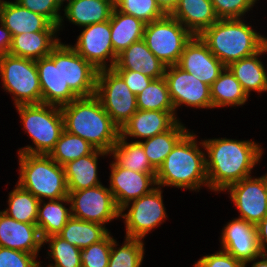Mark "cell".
Listing matches in <instances>:
<instances>
[{"instance_id": "45", "label": "cell", "mask_w": 267, "mask_h": 267, "mask_svg": "<svg viewBox=\"0 0 267 267\" xmlns=\"http://www.w3.org/2000/svg\"><path fill=\"white\" fill-rule=\"evenodd\" d=\"M194 267H245V265L244 262L222 250L212 255L203 256L194 264Z\"/></svg>"}, {"instance_id": "16", "label": "cell", "mask_w": 267, "mask_h": 267, "mask_svg": "<svg viewBox=\"0 0 267 267\" xmlns=\"http://www.w3.org/2000/svg\"><path fill=\"white\" fill-rule=\"evenodd\" d=\"M98 70L71 45L61 44V75L62 82L69 85L71 91L79 97L96 94Z\"/></svg>"}, {"instance_id": "13", "label": "cell", "mask_w": 267, "mask_h": 267, "mask_svg": "<svg viewBox=\"0 0 267 267\" xmlns=\"http://www.w3.org/2000/svg\"><path fill=\"white\" fill-rule=\"evenodd\" d=\"M164 78L176 109L181 104L196 108H212L210 86L177 65L167 66Z\"/></svg>"}, {"instance_id": "21", "label": "cell", "mask_w": 267, "mask_h": 267, "mask_svg": "<svg viewBox=\"0 0 267 267\" xmlns=\"http://www.w3.org/2000/svg\"><path fill=\"white\" fill-rule=\"evenodd\" d=\"M0 20L10 31L11 36L29 32L58 31L59 29L43 15L22 7L16 1L0 0Z\"/></svg>"}, {"instance_id": "30", "label": "cell", "mask_w": 267, "mask_h": 267, "mask_svg": "<svg viewBox=\"0 0 267 267\" xmlns=\"http://www.w3.org/2000/svg\"><path fill=\"white\" fill-rule=\"evenodd\" d=\"M42 202L43 200L39 202L36 225L42 240H44L49 236L58 235L72 215L71 207L67 209L62 204L63 202L70 203L69 197L49 200L47 204L43 203V208L41 207Z\"/></svg>"}, {"instance_id": "28", "label": "cell", "mask_w": 267, "mask_h": 267, "mask_svg": "<svg viewBox=\"0 0 267 267\" xmlns=\"http://www.w3.org/2000/svg\"><path fill=\"white\" fill-rule=\"evenodd\" d=\"M107 154L109 153L95 149L91 154L65 164L63 167L68 191H78L101 185L97 177L98 155Z\"/></svg>"}, {"instance_id": "34", "label": "cell", "mask_w": 267, "mask_h": 267, "mask_svg": "<svg viewBox=\"0 0 267 267\" xmlns=\"http://www.w3.org/2000/svg\"><path fill=\"white\" fill-rule=\"evenodd\" d=\"M115 161L122 167L146 174H156L157 170L150 164L139 141L128 143L126 138L119 135L112 151Z\"/></svg>"}, {"instance_id": "46", "label": "cell", "mask_w": 267, "mask_h": 267, "mask_svg": "<svg viewBox=\"0 0 267 267\" xmlns=\"http://www.w3.org/2000/svg\"><path fill=\"white\" fill-rule=\"evenodd\" d=\"M125 81L134 95L142 92L153 80L152 78L143 75L141 72L132 70H115Z\"/></svg>"}, {"instance_id": "1", "label": "cell", "mask_w": 267, "mask_h": 267, "mask_svg": "<svg viewBox=\"0 0 267 267\" xmlns=\"http://www.w3.org/2000/svg\"><path fill=\"white\" fill-rule=\"evenodd\" d=\"M200 144L208 154L205 158L208 187L214 191H225L229 185L249 177L263 154L260 145L249 140L221 138Z\"/></svg>"}, {"instance_id": "17", "label": "cell", "mask_w": 267, "mask_h": 267, "mask_svg": "<svg viewBox=\"0 0 267 267\" xmlns=\"http://www.w3.org/2000/svg\"><path fill=\"white\" fill-rule=\"evenodd\" d=\"M110 175L109 190L120 213L128 208L130 202L150 193L155 188L153 186L157 185L156 174L135 172L120 166L116 161L111 164Z\"/></svg>"}, {"instance_id": "41", "label": "cell", "mask_w": 267, "mask_h": 267, "mask_svg": "<svg viewBox=\"0 0 267 267\" xmlns=\"http://www.w3.org/2000/svg\"><path fill=\"white\" fill-rule=\"evenodd\" d=\"M112 247L110 233L100 242L81 250L82 267H108Z\"/></svg>"}, {"instance_id": "29", "label": "cell", "mask_w": 267, "mask_h": 267, "mask_svg": "<svg viewBox=\"0 0 267 267\" xmlns=\"http://www.w3.org/2000/svg\"><path fill=\"white\" fill-rule=\"evenodd\" d=\"M145 25L142 20L114 8L110 19V36L114 53L118 56L131 44L143 39Z\"/></svg>"}, {"instance_id": "33", "label": "cell", "mask_w": 267, "mask_h": 267, "mask_svg": "<svg viewBox=\"0 0 267 267\" xmlns=\"http://www.w3.org/2000/svg\"><path fill=\"white\" fill-rule=\"evenodd\" d=\"M210 95L212 108L243 105L248 98L240 82L227 67L210 86Z\"/></svg>"}, {"instance_id": "36", "label": "cell", "mask_w": 267, "mask_h": 267, "mask_svg": "<svg viewBox=\"0 0 267 267\" xmlns=\"http://www.w3.org/2000/svg\"><path fill=\"white\" fill-rule=\"evenodd\" d=\"M136 101L139 110L175 111L164 77L153 79Z\"/></svg>"}, {"instance_id": "38", "label": "cell", "mask_w": 267, "mask_h": 267, "mask_svg": "<svg viewBox=\"0 0 267 267\" xmlns=\"http://www.w3.org/2000/svg\"><path fill=\"white\" fill-rule=\"evenodd\" d=\"M125 244L116 250V241L112 237V247L108 267H140L143 261L144 244L141 239L128 238ZM115 247V248H114Z\"/></svg>"}, {"instance_id": "37", "label": "cell", "mask_w": 267, "mask_h": 267, "mask_svg": "<svg viewBox=\"0 0 267 267\" xmlns=\"http://www.w3.org/2000/svg\"><path fill=\"white\" fill-rule=\"evenodd\" d=\"M95 149L84 139L63 131L49 156L64 166L82 156L91 154Z\"/></svg>"}, {"instance_id": "14", "label": "cell", "mask_w": 267, "mask_h": 267, "mask_svg": "<svg viewBox=\"0 0 267 267\" xmlns=\"http://www.w3.org/2000/svg\"><path fill=\"white\" fill-rule=\"evenodd\" d=\"M35 62L39 75L42 103L61 107L78 98L71 91L69 85L62 82L61 42L52 49L48 56Z\"/></svg>"}, {"instance_id": "47", "label": "cell", "mask_w": 267, "mask_h": 267, "mask_svg": "<svg viewBox=\"0 0 267 267\" xmlns=\"http://www.w3.org/2000/svg\"><path fill=\"white\" fill-rule=\"evenodd\" d=\"M256 230L261 254L267 256V215L256 225Z\"/></svg>"}, {"instance_id": "8", "label": "cell", "mask_w": 267, "mask_h": 267, "mask_svg": "<svg viewBox=\"0 0 267 267\" xmlns=\"http://www.w3.org/2000/svg\"><path fill=\"white\" fill-rule=\"evenodd\" d=\"M0 75L4 89L14 96L15 105L42 103L36 62L5 54L0 56Z\"/></svg>"}, {"instance_id": "18", "label": "cell", "mask_w": 267, "mask_h": 267, "mask_svg": "<svg viewBox=\"0 0 267 267\" xmlns=\"http://www.w3.org/2000/svg\"><path fill=\"white\" fill-rule=\"evenodd\" d=\"M177 66L209 86L226 68L200 36H193L186 44Z\"/></svg>"}, {"instance_id": "44", "label": "cell", "mask_w": 267, "mask_h": 267, "mask_svg": "<svg viewBox=\"0 0 267 267\" xmlns=\"http://www.w3.org/2000/svg\"><path fill=\"white\" fill-rule=\"evenodd\" d=\"M37 254L25 253L0 246V267H39Z\"/></svg>"}, {"instance_id": "49", "label": "cell", "mask_w": 267, "mask_h": 267, "mask_svg": "<svg viewBox=\"0 0 267 267\" xmlns=\"http://www.w3.org/2000/svg\"><path fill=\"white\" fill-rule=\"evenodd\" d=\"M180 0H155L160 9L167 15H170L179 4Z\"/></svg>"}, {"instance_id": "6", "label": "cell", "mask_w": 267, "mask_h": 267, "mask_svg": "<svg viewBox=\"0 0 267 267\" xmlns=\"http://www.w3.org/2000/svg\"><path fill=\"white\" fill-rule=\"evenodd\" d=\"M26 133L36 147L21 148L19 153L49 155L64 129V118L59 106L45 103L17 105Z\"/></svg>"}, {"instance_id": "3", "label": "cell", "mask_w": 267, "mask_h": 267, "mask_svg": "<svg viewBox=\"0 0 267 267\" xmlns=\"http://www.w3.org/2000/svg\"><path fill=\"white\" fill-rule=\"evenodd\" d=\"M195 134L187 132L173 147L156 173V184L177 188L208 187L206 155L198 148Z\"/></svg>"}, {"instance_id": "43", "label": "cell", "mask_w": 267, "mask_h": 267, "mask_svg": "<svg viewBox=\"0 0 267 267\" xmlns=\"http://www.w3.org/2000/svg\"><path fill=\"white\" fill-rule=\"evenodd\" d=\"M257 0H211L218 19H240Z\"/></svg>"}, {"instance_id": "5", "label": "cell", "mask_w": 267, "mask_h": 267, "mask_svg": "<svg viewBox=\"0 0 267 267\" xmlns=\"http://www.w3.org/2000/svg\"><path fill=\"white\" fill-rule=\"evenodd\" d=\"M19 154L20 178L17 184L38 200L68 197L64 167L49 155Z\"/></svg>"}, {"instance_id": "31", "label": "cell", "mask_w": 267, "mask_h": 267, "mask_svg": "<svg viewBox=\"0 0 267 267\" xmlns=\"http://www.w3.org/2000/svg\"><path fill=\"white\" fill-rule=\"evenodd\" d=\"M188 132V130L177 121L169 130L145 139L141 142L145 155L150 164L158 170L165 158L171 153L176 143Z\"/></svg>"}, {"instance_id": "2", "label": "cell", "mask_w": 267, "mask_h": 267, "mask_svg": "<svg viewBox=\"0 0 267 267\" xmlns=\"http://www.w3.org/2000/svg\"><path fill=\"white\" fill-rule=\"evenodd\" d=\"M60 108L65 131L86 140L94 149L107 153L112 151L120 128L112 121L96 95L79 97Z\"/></svg>"}, {"instance_id": "39", "label": "cell", "mask_w": 267, "mask_h": 267, "mask_svg": "<svg viewBox=\"0 0 267 267\" xmlns=\"http://www.w3.org/2000/svg\"><path fill=\"white\" fill-rule=\"evenodd\" d=\"M50 242L48 254L53 258L55 264L49 267H82L81 249L71 245L59 235H52L43 240V243Z\"/></svg>"}, {"instance_id": "40", "label": "cell", "mask_w": 267, "mask_h": 267, "mask_svg": "<svg viewBox=\"0 0 267 267\" xmlns=\"http://www.w3.org/2000/svg\"><path fill=\"white\" fill-rule=\"evenodd\" d=\"M115 8L124 14L142 20L146 24L166 15L155 0H115Z\"/></svg>"}, {"instance_id": "4", "label": "cell", "mask_w": 267, "mask_h": 267, "mask_svg": "<svg viewBox=\"0 0 267 267\" xmlns=\"http://www.w3.org/2000/svg\"><path fill=\"white\" fill-rule=\"evenodd\" d=\"M200 38L226 67L259 52L267 39L245 24L241 18L218 19Z\"/></svg>"}, {"instance_id": "20", "label": "cell", "mask_w": 267, "mask_h": 267, "mask_svg": "<svg viewBox=\"0 0 267 267\" xmlns=\"http://www.w3.org/2000/svg\"><path fill=\"white\" fill-rule=\"evenodd\" d=\"M38 226L22 223L0 211V246L37 254L43 245Z\"/></svg>"}, {"instance_id": "12", "label": "cell", "mask_w": 267, "mask_h": 267, "mask_svg": "<svg viewBox=\"0 0 267 267\" xmlns=\"http://www.w3.org/2000/svg\"><path fill=\"white\" fill-rule=\"evenodd\" d=\"M225 190L239 209L241 219L257 225L267 215V174L260 178L246 177Z\"/></svg>"}, {"instance_id": "19", "label": "cell", "mask_w": 267, "mask_h": 267, "mask_svg": "<svg viewBox=\"0 0 267 267\" xmlns=\"http://www.w3.org/2000/svg\"><path fill=\"white\" fill-rule=\"evenodd\" d=\"M222 250L244 262L255 261L261 257L256 225L241 218L229 222L222 232Z\"/></svg>"}, {"instance_id": "42", "label": "cell", "mask_w": 267, "mask_h": 267, "mask_svg": "<svg viewBox=\"0 0 267 267\" xmlns=\"http://www.w3.org/2000/svg\"><path fill=\"white\" fill-rule=\"evenodd\" d=\"M22 7L43 15L52 24L60 27L63 21L59 15V10L63 4V0H16Z\"/></svg>"}, {"instance_id": "50", "label": "cell", "mask_w": 267, "mask_h": 267, "mask_svg": "<svg viewBox=\"0 0 267 267\" xmlns=\"http://www.w3.org/2000/svg\"><path fill=\"white\" fill-rule=\"evenodd\" d=\"M261 257L263 258V260L255 262L251 267H267V256L261 255Z\"/></svg>"}, {"instance_id": "10", "label": "cell", "mask_w": 267, "mask_h": 267, "mask_svg": "<svg viewBox=\"0 0 267 267\" xmlns=\"http://www.w3.org/2000/svg\"><path fill=\"white\" fill-rule=\"evenodd\" d=\"M68 192L72 217L104 225L120 216L112 192L102 184Z\"/></svg>"}, {"instance_id": "11", "label": "cell", "mask_w": 267, "mask_h": 267, "mask_svg": "<svg viewBox=\"0 0 267 267\" xmlns=\"http://www.w3.org/2000/svg\"><path fill=\"white\" fill-rule=\"evenodd\" d=\"M127 214L120 213L125 219L126 237L143 239L151 229L165 219L166 211L162 200V191L157 186L150 193L133 200Z\"/></svg>"}, {"instance_id": "15", "label": "cell", "mask_w": 267, "mask_h": 267, "mask_svg": "<svg viewBox=\"0 0 267 267\" xmlns=\"http://www.w3.org/2000/svg\"><path fill=\"white\" fill-rule=\"evenodd\" d=\"M84 27L72 48L97 70L113 68L117 55L111 42L110 20ZM107 59H111L109 67Z\"/></svg>"}, {"instance_id": "22", "label": "cell", "mask_w": 267, "mask_h": 267, "mask_svg": "<svg viewBox=\"0 0 267 267\" xmlns=\"http://www.w3.org/2000/svg\"><path fill=\"white\" fill-rule=\"evenodd\" d=\"M174 111L137 110L121 127L120 135L151 138L169 130L177 121Z\"/></svg>"}, {"instance_id": "24", "label": "cell", "mask_w": 267, "mask_h": 267, "mask_svg": "<svg viewBox=\"0 0 267 267\" xmlns=\"http://www.w3.org/2000/svg\"><path fill=\"white\" fill-rule=\"evenodd\" d=\"M170 15L193 36H200L218 20L211 0H180Z\"/></svg>"}, {"instance_id": "7", "label": "cell", "mask_w": 267, "mask_h": 267, "mask_svg": "<svg viewBox=\"0 0 267 267\" xmlns=\"http://www.w3.org/2000/svg\"><path fill=\"white\" fill-rule=\"evenodd\" d=\"M193 35L171 15L145 25L143 40L150 51L166 66L177 65Z\"/></svg>"}, {"instance_id": "25", "label": "cell", "mask_w": 267, "mask_h": 267, "mask_svg": "<svg viewBox=\"0 0 267 267\" xmlns=\"http://www.w3.org/2000/svg\"><path fill=\"white\" fill-rule=\"evenodd\" d=\"M56 32L39 31L14 35L8 54L34 61L46 57L60 42L55 36Z\"/></svg>"}, {"instance_id": "9", "label": "cell", "mask_w": 267, "mask_h": 267, "mask_svg": "<svg viewBox=\"0 0 267 267\" xmlns=\"http://www.w3.org/2000/svg\"><path fill=\"white\" fill-rule=\"evenodd\" d=\"M95 95L120 129L138 110L136 95L113 68L98 70Z\"/></svg>"}, {"instance_id": "48", "label": "cell", "mask_w": 267, "mask_h": 267, "mask_svg": "<svg viewBox=\"0 0 267 267\" xmlns=\"http://www.w3.org/2000/svg\"><path fill=\"white\" fill-rule=\"evenodd\" d=\"M0 56L8 54L11 44L12 36L10 31L4 26L3 22L0 20Z\"/></svg>"}, {"instance_id": "23", "label": "cell", "mask_w": 267, "mask_h": 267, "mask_svg": "<svg viewBox=\"0 0 267 267\" xmlns=\"http://www.w3.org/2000/svg\"><path fill=\"white\" fill-rule=\"evenodd\" d=\"M166 67L141 39L131 44L117 56L113 69L132 70L141 72L152 79H158L164 77Z\"/></svg>"}, {"instance_id": "35", "label": "cell", "mask_w": 267, "mask_h": 267, "mask_svg": "<svg viewBox=\"0 0 267 267\" xmlns=\"http://www.w3.org/2000/svg\"><path fill=\"white\" fill-rule=\"evenodd\" d=\"M16 186L9 194V208L2 212L16 221L36 224L40 200L19 184Z\"/></svg>"}, {"instance_id": "26", "label": "cell", "mask_w": 267, "mask_h": 267, "mask_svg": "<svg viewBox=\"0 0 267 267\" xmlns=\"http://www.w3.org/2000/svg\"><path fill=\"white\" fill-rule=\"evenodd\" d=\"M65 1V0H63ZM66 18L81 27L111 19L115 0H66Z\"/></svg>"}, {"instance_id": "27", "label": "cell", "mask_w": 267, "mask_h": 267, "mask_svg": "<svg viewBox=\"0 0 267 267\" xmlns=\"http://www.w3.org/2000/svg\"><path fill=\"white\" fill-rule=\"evenodd\" d=\"M265 52H267V39L259 52L227 66L248 96L251 90L260 93L267 90V73L262 62L258 60V56Z\"/></svg>"}, {"instance_id": "32", "label": "cell", "mask_w": 267, "mask_h": 267, "mask_svg": "<svg viewBox=\"0 0 267 267\" xmlns=\"http://www.w3.org/2000/svg\"><path fill=\"white\" fill-rule=\"evenodd\" d=\"M109 233L101 224L71 217L58 235L82 250L91 244L100 242Z\"/></svg>"}]
</instances>
